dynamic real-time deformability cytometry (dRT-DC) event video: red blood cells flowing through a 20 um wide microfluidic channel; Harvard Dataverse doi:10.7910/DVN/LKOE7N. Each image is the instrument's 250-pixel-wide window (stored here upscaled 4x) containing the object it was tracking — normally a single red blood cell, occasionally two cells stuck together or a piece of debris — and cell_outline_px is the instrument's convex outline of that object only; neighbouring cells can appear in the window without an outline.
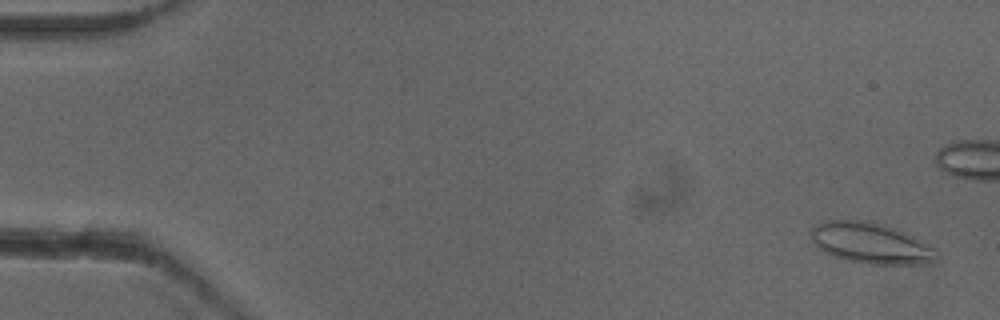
{"species": "common noctule bat (a hibernating species)", "species_latin": "Nyctalus noctula", "temperature_condition": "cold", "stored_images_in_passage": 54, "camera_frame_rate_fps": 3000, "um_per_image_px": 0.085, "animal": {"sex": "female"}, "frame": {"image": 1, "passage_image": 3, "time_ms": 0.667, "image_size_px": [1000, 320], "cell_outline_px": [[936, 260], [920, 264], [868, 264], [848, 260], [832, 256], [824, 252], [812, 240], [812, 228], [816, 224], [824, 220], [864, 220], [884, 224], [908, 232], [936, 248]], "centroid_in_image_um": [74.04, 20.65], "position_along_channel_um": 11.0, "area_um2": 30.06}}
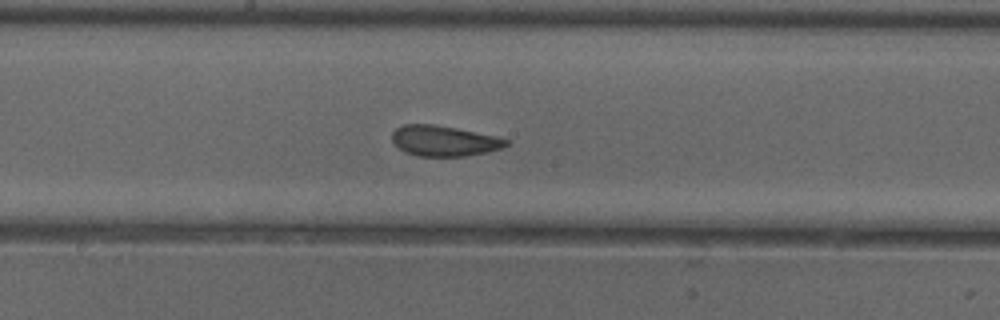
{"frame": {"image": 2, "passage_image": 29, "time_ms": 9.333, "image_size_px": [1000, 320], "cell_outline_px": [[508, 144], [500, 148], [488, 152], [464, 156], [416, 156], [404, 152], [392, 140], [392, 132], [396, 128], [404, 124], [432, 124], [456, 128], [496, 136], [508, 140]], "centroid_in_image_um": [37.72, 11.97], "position_along_channel_um": 210.5, "area_um2": 20.17}}
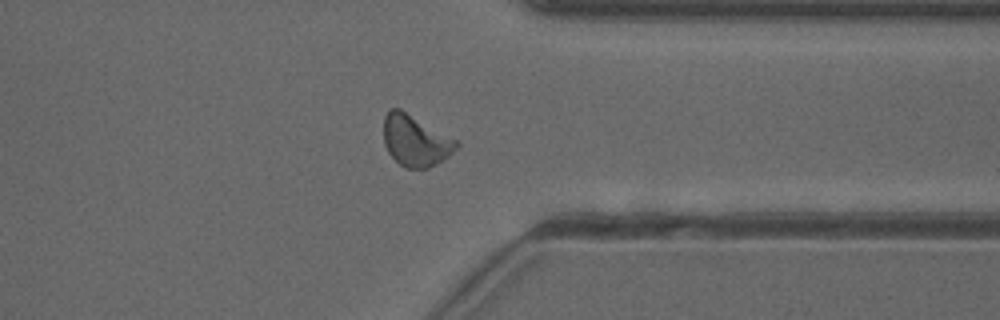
{"frame": {"image": 3, "passage_image": 42, "time_ms": 13.667, "image_size_px": [1000, 320], "cell_outline_px": [[460, 144], [448, 156], [436, 164], [428, 168], [404, 168], [388, 152], [384, 144], [384, 116], [388, 108], [400, 108], [456, 140]], "centroid_in_image_um": [35.28, 11.94], "position_along_channel_um": 376.1, "area_um2": 21.5}, "authors_computed_cell_mechanics": {"area_um2": 21.2126, "velocity_mm_per_s": 3.9098, "shape_relaxation_time_tau1_ms": 8.5428, "shape_relaxation_time_tau2_ms": 1.5912, "deformation_change_tau1": 0.1589, "deformation_change_tau2": 0.0685}}